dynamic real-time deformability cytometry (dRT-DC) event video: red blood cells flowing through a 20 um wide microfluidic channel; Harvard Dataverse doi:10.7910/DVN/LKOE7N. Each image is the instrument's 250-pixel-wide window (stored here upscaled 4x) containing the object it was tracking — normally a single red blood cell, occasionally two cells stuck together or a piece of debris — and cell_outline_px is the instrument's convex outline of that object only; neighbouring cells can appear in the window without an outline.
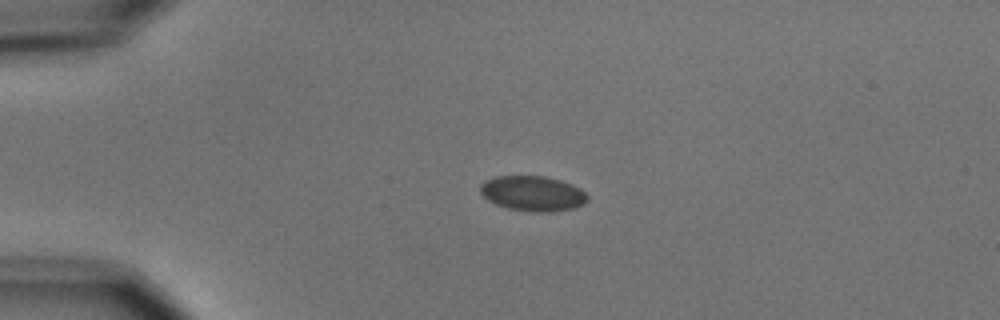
{"species": "common noctule bat (a hibernating species)", "species_latin": "Nyctalus noctula", "temperature_condition": "cold", "stored_images_in_passage": 2, "camera_frame_rate_fps": 3000, "um_per_image_px": 0.085, "animal": {"sex": "male", "body_mass_g": 15.6}, "frame": {"image": 1, "passage_image": 1, "time_ms": 0.0, "image_size_px": [1000, 320], "cell_outline_px": [[588, 200], [584, 204], [572, 208], [548, 212], [532, 212], [508, 208], [496, 204], [488, 200], [480, 192], [480, 184], [484, 180], [496, 176], [544, 176], [560, 180], [572, 184], [580, 188], [588, 196]], "centroid_in_image_um": [45.27, 16.44], "position_along_channel_um": 39.7, "area_um2": 21.96}}